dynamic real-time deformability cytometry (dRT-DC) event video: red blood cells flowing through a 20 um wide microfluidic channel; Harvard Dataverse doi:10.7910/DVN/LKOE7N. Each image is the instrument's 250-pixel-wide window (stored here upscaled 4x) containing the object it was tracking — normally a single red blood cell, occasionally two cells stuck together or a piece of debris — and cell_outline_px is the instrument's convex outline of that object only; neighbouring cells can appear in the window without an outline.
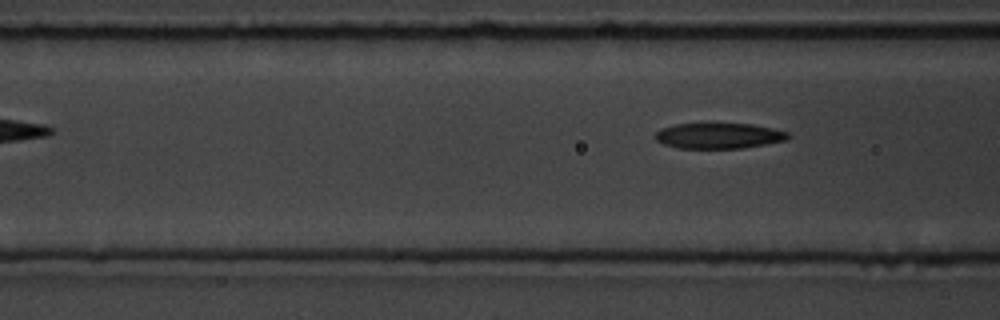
{"species": "common noctule bat (a hibernating species)", "species_latin": "Nyctalus noctula", "temperature_condition": "room temperature", "stored_images_in_passage": 3, "camera_frame_rate_fps": 3000, "um_per_image_px": 0.085, "animal": {"sex": "male", "body_mass_g": 19.5, "forearm_length_mm": 54.6}, "frame": {"image": 1, "passage_image": 3, "time_ms": 2.333, "image_size_px": [1000, 320], "cell_outline_px": [[792, 136], [788, 140], [740, 148], [676, 148], [664, 144], [656, 140], [656, 132], [660, 128], [676, 124], [752, 124], [772, 128], [788, 132]], "centroid_in_image_um": [61.11, 11.54], "position_along_channel_um": 105.5, "area_um2": 19.71}}